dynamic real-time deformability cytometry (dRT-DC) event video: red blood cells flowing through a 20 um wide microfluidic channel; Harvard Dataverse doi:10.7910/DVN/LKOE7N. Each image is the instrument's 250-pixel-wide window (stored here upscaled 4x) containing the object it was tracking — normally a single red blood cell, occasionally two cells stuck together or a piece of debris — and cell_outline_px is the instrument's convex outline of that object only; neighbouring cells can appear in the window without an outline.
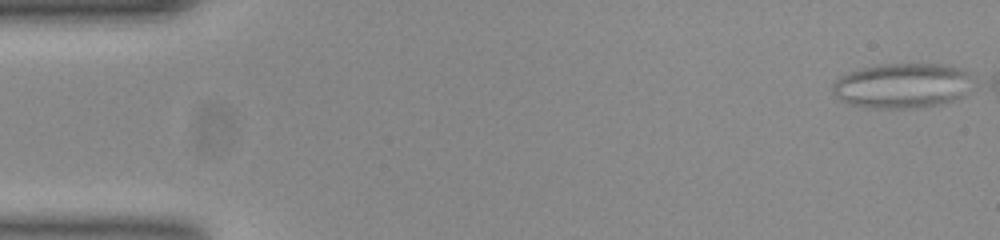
{"species": "common noctule bat (a hibernating species)", "species_latin": "Nyctalus noctula", "temperature_condition": "room temperature", "stored_images_in_passage": 50, "segment_of_instrument_passage": [1, 2], "camera_frame_rate_fps": 3000, "um_per_image_px": 0.085, "animal": {"sex": "female", "body_mass_g": 23.0, "forearm_length_mm": 53.4}, "frame": {"image": 1, "passage_image": 1, "time_ms": 0.0, "image_size_px": [1000, 240], "cell_outline_px": [[964, 72], [956, 96], [948, 100], [936, 104], [916, 108], [892, 108], [852, 104], [844, 100], [832, 88], [832, 84], [840, 76], [848, 72], [880, 64], [944, 64], [956, 68]], "centroid_in_image_um": [76.46, 7.25], "position_along_channel_um": 8.5, "area_um2": 34.1}}
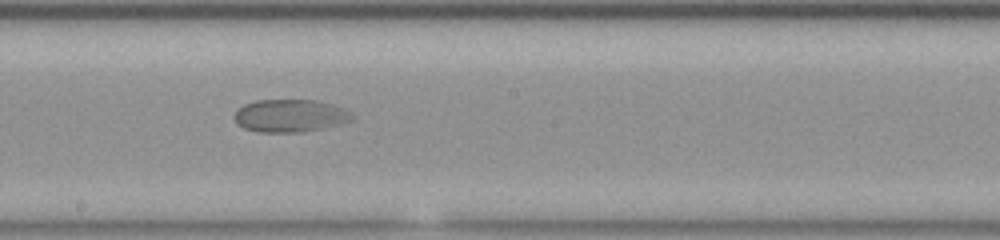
{"frame": {"image": 2, "passage_image": 29, "time_ms": 9.333, "image_size_px": [1000, 240], "cell_outline_px": [[356, 116], [352, 120], [340, 124], [324, 128], [304, 132], [256, 132], [244, 128], [236, 120], [236, 112], [244, 104], [256, 100], [316, 100], [332, 104], [344, 108], [352, 112]], "centroid_in_image_um": [24.73, 9.84], "position_along_channel_um": 223.5, "area_um2": 22.48}}
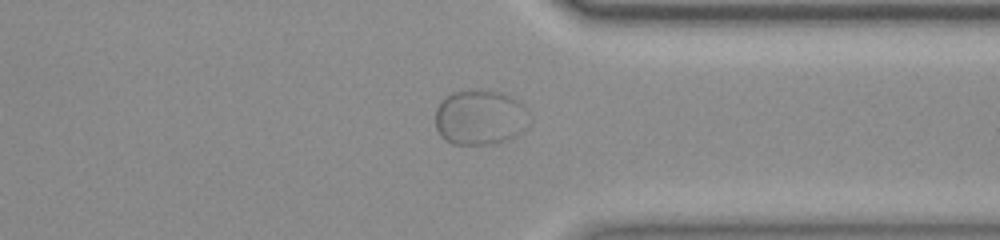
{"frame": {"image": 3, "passage_image": 41, "time_ms": 13.333, "image_size_px": [1000, 240], "cell_outline_px": [[524, 108], [520, 132], [508, 140], [492, 144], [452, 144], [444, 140], [440, 136], [436, 128], [436, 108], [452, 92], [476, 88], [500, 92], [516, 100]], "centroid_in_image_um": [40.68, 9.98], "position_along_channel_um": 370.7, "area_um2": 29.42}}